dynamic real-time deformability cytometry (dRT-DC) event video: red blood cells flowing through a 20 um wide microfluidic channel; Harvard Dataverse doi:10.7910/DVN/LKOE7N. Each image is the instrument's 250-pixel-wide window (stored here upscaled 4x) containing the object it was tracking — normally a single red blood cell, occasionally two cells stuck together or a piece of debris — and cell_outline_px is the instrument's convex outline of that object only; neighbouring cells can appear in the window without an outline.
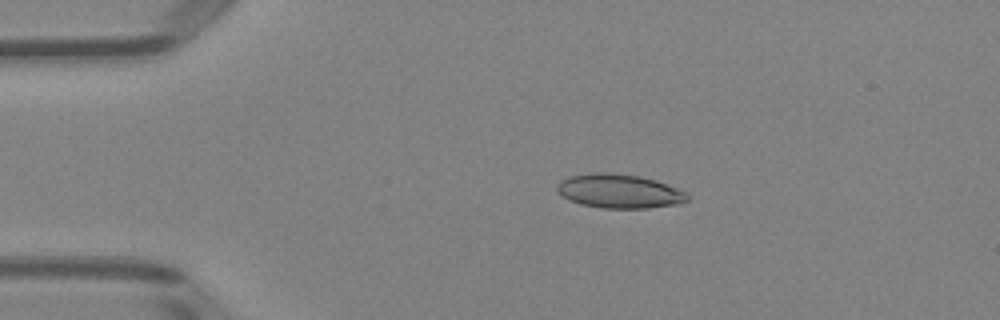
{"species": "Egyptian fruit bat (a non-hibernating species)", "species_latin": "Rousettus aegyptiacus", "temperature_condition": "room temperature", "stored_images_in_passage": 4, "camera_frame_rate_fps": 3000, "um_per_image_px": 0.085, "animal": {"sex": "female"}, "frame": {"image": 1, "passage_image": 3, "time_ms": 2.333, "image_size_px": [1000, 320], "cell_outline_px": [[688, 200], [680, 204], [648, 208], [600, 208], [580, 204], [568, 200], [556, 188], [556, 184], [560, 180], [568, 176], [596, 172], [612, 172], [640, 176], [656, 180], [676, 188], [684, 192], [688, 196]], "centroid_in_image_um": [52.61, 16.24], "position_along_channel_um": 32.4, "area_um2": 25.95}}